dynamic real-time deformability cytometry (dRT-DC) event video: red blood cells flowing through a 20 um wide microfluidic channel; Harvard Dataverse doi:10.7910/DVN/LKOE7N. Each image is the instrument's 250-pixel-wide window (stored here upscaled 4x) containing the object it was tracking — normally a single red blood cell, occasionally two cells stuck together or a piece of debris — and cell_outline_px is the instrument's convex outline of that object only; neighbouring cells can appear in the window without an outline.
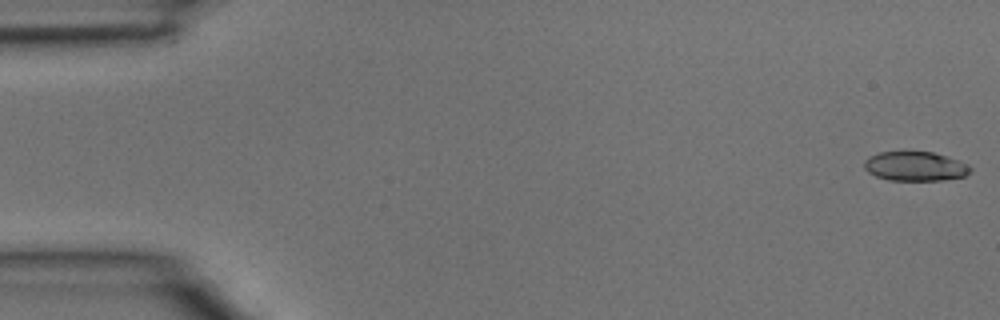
{"species": "common noctule bat (a hibernating species)", "species_latin": "Nyctalus noctula", "temperature_condition": "room temperature", "stored_images_in_passage": 4, "camera_frame_rate_fps": 3000, "um_per_image_px": 0.085, "animal": {"sex": "male", "body_mass_g": 15.6}, "frame": {"image": 1, "passage_image": 1, "time_ms": 0.0, "image_size_px": [1000, 320], "cell_outline_px": [[972, 172], [964, 176], [940, 180], [888, 180], [876, 176], [868, 172], [864, 168], [864, 160], [868, 156], [880, 152], [932, 152], [968, 164], [972, 168]], "centroid_in_image_um": [77.76, 14.14], "position_along_channel_um": 7.2, "area_um2": 18.03}}
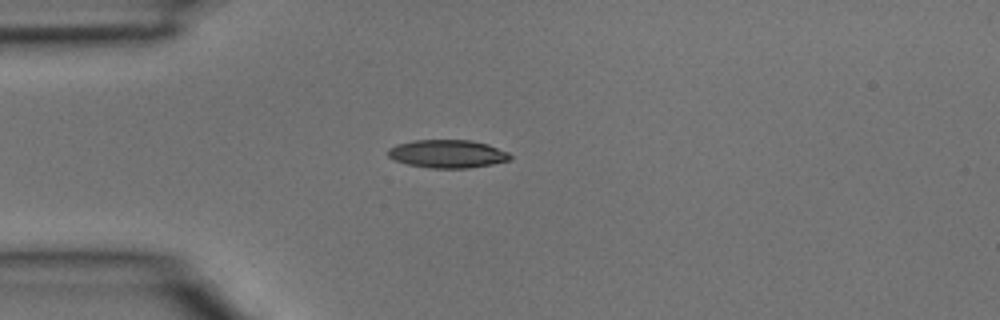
{"frame": {"image": 2, "passage_image": 4, "time_ms": 1.0, "image_size_px": [1000, 320], "cell_outline_px": [[512, 156], [508, 160], [492, 164], [468, 168], [428, 168], [408, 164], [396, 160], [388, 156], [388, 148], [396, 144], [412, 140], [472, 140], [488, 144], [508, 152]], "centroid_in_image_um": [38.02, 13.07], "position_along_channel_um": 47.0, "area_um2": 20.0}}